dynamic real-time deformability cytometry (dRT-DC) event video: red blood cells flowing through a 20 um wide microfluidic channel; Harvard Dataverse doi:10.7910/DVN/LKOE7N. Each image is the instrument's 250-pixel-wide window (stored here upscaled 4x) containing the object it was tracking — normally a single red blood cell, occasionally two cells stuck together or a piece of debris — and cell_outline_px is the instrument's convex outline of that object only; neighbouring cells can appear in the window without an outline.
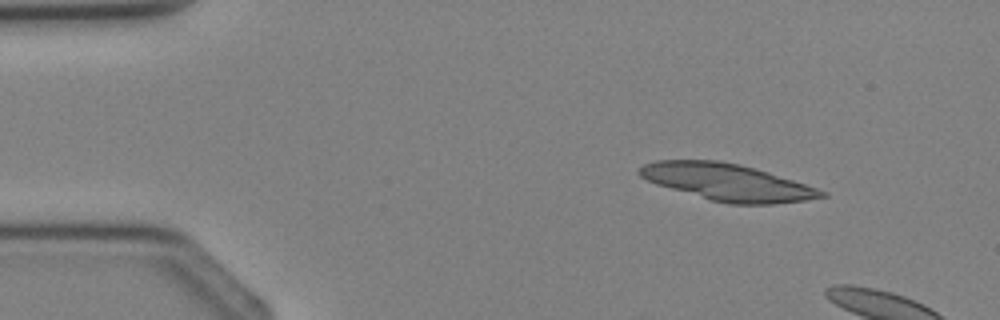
{"species": "Egyptian fruit bat (a non-hibernating species)", "species_latin": "Rousettus aegyptiacus", "temperature_condition": "cold", "stored_images_in_passage": 2, "camera_frame_rate_fps": 3000, "um_per_image_px": 0.085, "animal": {"sex": "female"}, "frame": {"image": 1, "passage_image": 1, "time_ms": 0.0, "image_size_px": [1000, 320], "cell_outline_px": [[828, 196], [804, 200], [772, 204], [728, 204], [712, 200], [656, 184], [640, 176], [636, 172], [644, 164], [656, 160], [716, 160], [740, 164], [768, 172], [828, 192]], "centroid_in_image_um": [61.8, 15.48], "position_along_channel_um": 23.2, "area_um2": 38.67}}